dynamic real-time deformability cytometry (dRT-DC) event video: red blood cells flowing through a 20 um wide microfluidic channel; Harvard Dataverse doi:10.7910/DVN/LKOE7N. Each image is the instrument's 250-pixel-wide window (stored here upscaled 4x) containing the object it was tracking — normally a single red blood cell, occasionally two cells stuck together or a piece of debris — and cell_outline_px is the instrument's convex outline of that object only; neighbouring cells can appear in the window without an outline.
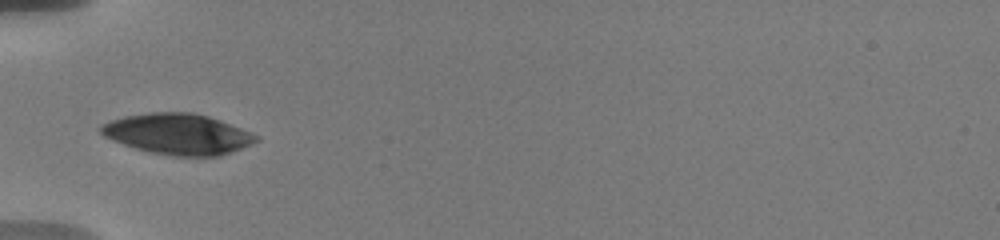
{"species": "human", "species_latin": "Homo sapiens", "temperature_condition": "warm", "stored_images_in_passage": 14, "camera_frame_rate_fps": 3000, "um_per_image_px": 0.085, "donor": {"sex": "male"}, "frame": {"image": 1, "passage_image": 11, "time_ms": 6.667, "image_size_px": [1000, 240], "cell_outline_px": [[260, 140], [220, 156], [172, 156], [148, 152], [112, 140], [104, 136], [100, 132], [100, 124], [108, 120], [124, 116], [148, 112], [192, 112], [208, 116], [220, 120], [260, 136]], "centroid_in_image_um": [15.09, 11.38], "position_along_channel_um": 69.9, "area_um2": 36.93}}
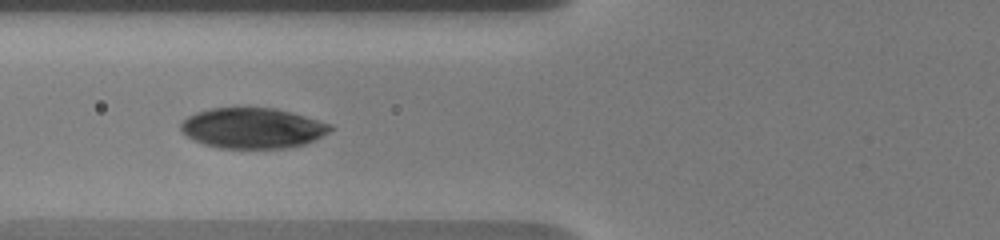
{"frame": {"image": 2, "passage_image": 12, "time_ms": 7.667, "image_size_px": [1000, 240], "cell_outline_px": [[336, 128], [304, 144], [288, 148], [220, 148], [204, 144], [180, 132], [180, 124], [188, 116], [196, 112], [212, 108], [276, 108], [332, 124]], "centroid_in_image_um": [21.46, 10.89], "position_along_channel_um": 104.3, "area_um2": 35.08}}
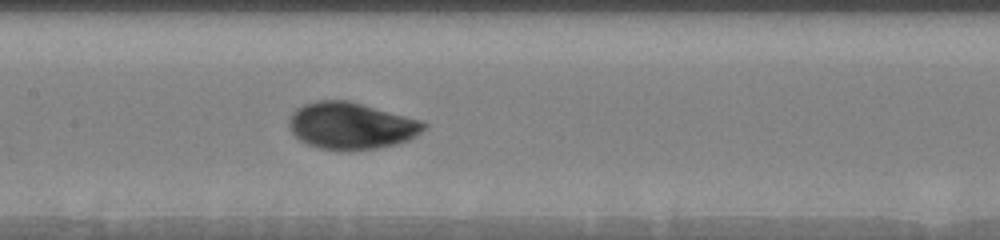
{"frame": {"image": 3, "passage_image": 14, "time_ms": 9.667, "image_size_px": [1000, 240], "cell_outline_px": [[428, 124], [416, 136], [408, 140], [396, 144], [376, 148], [320, 148], [308, 144], [300, 140], [292, 132], [288, 124], [292, 112], [296, 108], [304, 104], [316, 100], [348, 100], [424, 120]], "centroid_in_image_um": [29.87, 10.65], "position_along_channel_um": 177.5, "area_um2": 36.36}}